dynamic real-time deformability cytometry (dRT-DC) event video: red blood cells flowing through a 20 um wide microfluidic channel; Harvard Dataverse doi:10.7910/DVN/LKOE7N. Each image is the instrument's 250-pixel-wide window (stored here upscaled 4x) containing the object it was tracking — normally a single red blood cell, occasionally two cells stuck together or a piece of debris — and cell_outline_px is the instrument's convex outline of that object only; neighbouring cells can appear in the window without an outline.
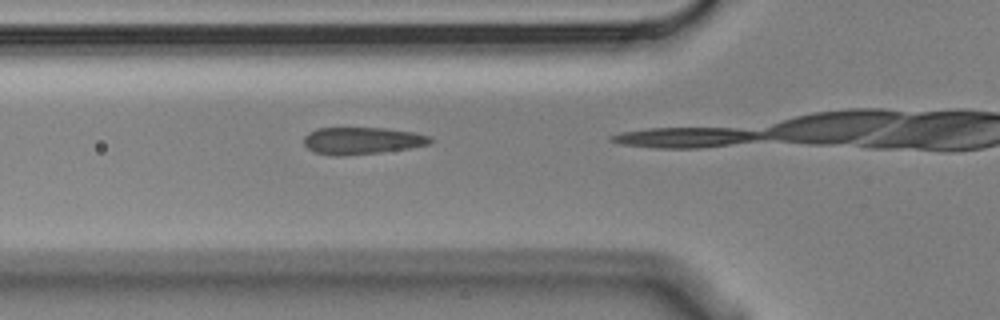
{"species": "Egyptian fruit bat (a non-hibernating species)", "species_latin": "Rousettus aegyptiacus", "temperature_condition": "cold", "stored_images_in_passage": 4, "camera_frame_rate_fps": 3000, "um_per_image_px": 0.085, "animal": {"sex": "male"}, "frame": {"image": 1, "passage_image": 2, "time_ms": 0.333, "image_size_px": [1000, 320], "cell_outline_px": [[432, 144], [408, 148], [380, 152], [340, 156], [336, 156], [316, 152], [308, 148], [304, 144], [304, 136], [308, 132], [316, 128], [384, 128], [412, 132], [428, 136], [432, 140]], "centroid_in_image_um": [30.74, 11.95], "position_along_channel_um": 95.1, "area_um2": 19.77}}